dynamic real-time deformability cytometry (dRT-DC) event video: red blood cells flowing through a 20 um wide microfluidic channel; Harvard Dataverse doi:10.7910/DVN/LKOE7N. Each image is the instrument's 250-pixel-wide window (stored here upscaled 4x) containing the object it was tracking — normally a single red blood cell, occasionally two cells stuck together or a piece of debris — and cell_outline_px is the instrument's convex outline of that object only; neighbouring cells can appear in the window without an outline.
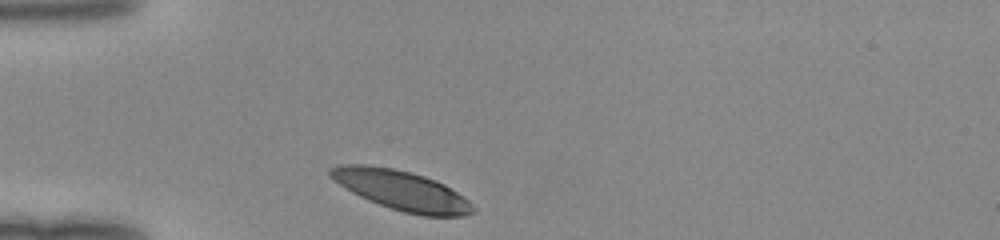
{"species": "human", "species_latin": "Homo sapiens", "temperature_condition": "room temperature", "stored_images_in_passage": 29, "camera_frame_rate_fps": 3000, "um_per_image_px": 0.085, "donor": {"sex": "female"}, "frame": {"image": 1, "passage_image": 1, "time_ms": 0.0, "image_size_px": [1000, 240], "cell_outline_px": [[476, 212], [464, 216], [424, 216], [404, 212], [368, 200], [344, 188], [328, 176], [328, 168], [336, 164], [368, 164], [392, 168], [424, 176], [444, 184], [468, 200], [476, 208]], "centroid_in_image_um": [34.09, 16.17], "position_along_channel_um": 50.9, "area_um2": 33.0}}
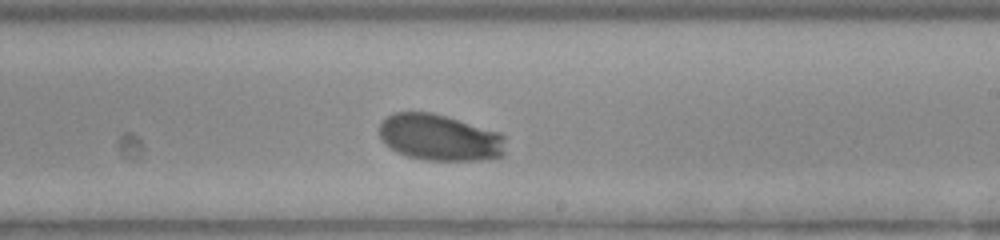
{"frame": {"image": 2, "passage_image": 17, "time_ms": 5.333, "image_size_px": [1000, 240], "cell_outline_px": [[504, 156], [480, 160], [424, 160], [408, 156], [396, 152], [384, 144], [380, 140], [380, 124], [392, 112], [432, 112], [500, 132], [504, 136]], "centroid_in_image_um": [37.36, 11.69], "position_along_channel_um": 251.6, "area_um2": 34.28}}
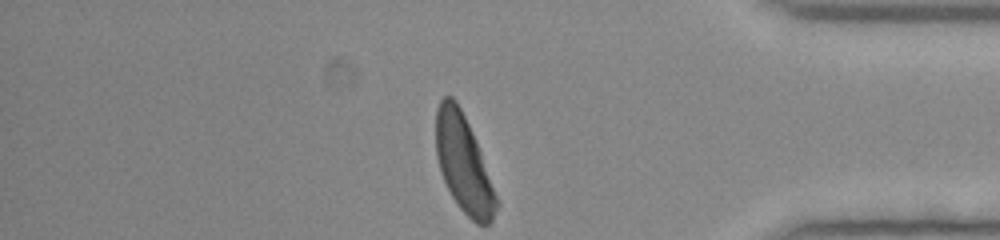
{"frame": {"image": 3, "passage_image": 29, "time_ms": 9.333, "image_size_px": [1000, 240], "cell_outline_px": [[500, 204], [492, 220], [488, 224], [476, 224], [456, 204], [440, 172], [436, 156], [436, 108], [440, 100], [444, 96], [452, 96], [456, 100], [472, 132], [480, 152]], "centroid_in_image_um": [39.39, 13.94], "position_along_channel_um": 395.8, "area_um2": 33.93}}